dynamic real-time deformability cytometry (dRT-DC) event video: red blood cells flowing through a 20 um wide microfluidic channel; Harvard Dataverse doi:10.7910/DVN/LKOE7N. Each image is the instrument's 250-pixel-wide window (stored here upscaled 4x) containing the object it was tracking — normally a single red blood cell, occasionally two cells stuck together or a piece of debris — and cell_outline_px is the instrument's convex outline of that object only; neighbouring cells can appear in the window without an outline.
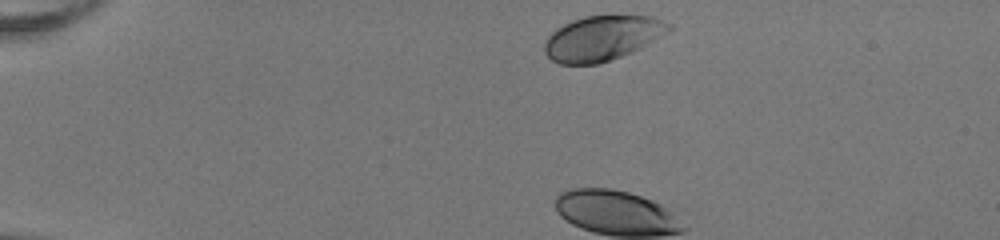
{"species": "human", "species_latin": "Homo sapiens", "temperature_condition": "room temperature", "stored_images_in_passage": 34, "camera_frame_rate_fps": 3000, "um_per_image_px": 0.085, "donor": {"sex": "female"}, "frame": {"image": 1, "passage_image": 1, "time_ms": 0.0, "image_size_px": [1000, 240], "cell_outline_px": [[672, 28], [668, 32], [640, 48], [632, 52], [596, 64], [560, 64], [552, 60], [544, 52], [544, 40], [556, 28], [572, 20], [584, 16], [652, 16], [672, 24]], "centroid_in_image_um": [51.17, 3.24], "position_along_channel_um": 33.8, "area_um2": 32.37}}